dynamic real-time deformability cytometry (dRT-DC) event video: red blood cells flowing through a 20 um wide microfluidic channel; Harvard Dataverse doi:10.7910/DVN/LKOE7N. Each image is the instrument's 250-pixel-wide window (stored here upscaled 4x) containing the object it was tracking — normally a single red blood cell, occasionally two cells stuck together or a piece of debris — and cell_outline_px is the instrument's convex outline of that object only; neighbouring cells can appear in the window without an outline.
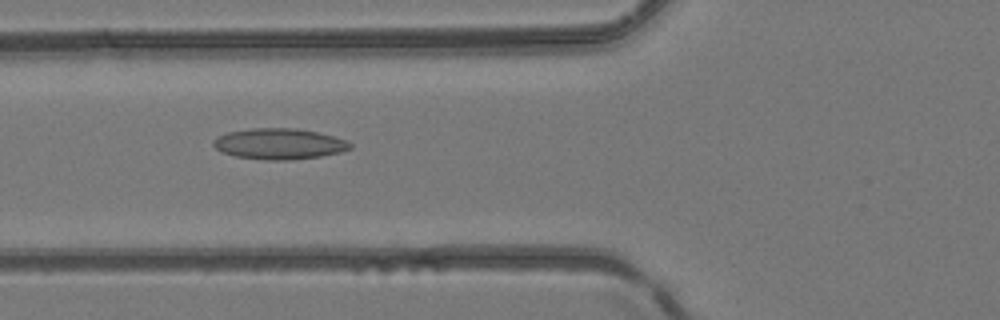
{"species": "common noctule bat (a hibernating species)", "species_latin": "Nyctalus noctula", "temperature_condition": "room temperature", "stored_images_in_passage": 38, "camera_frame_rate_fps": 3000, "um_per_image_px": 0.085, "animal": {"sex": "female", "body_mass_g": 24.6, "forearm_length_mm": 56.2}, "frame": {"image": 1, "passage_image": 8, "time_ms": 2.333, "image_size_px": [1000, 320], "cell_outline_px": [[352, 148], [340, 152], [320, 156], [288, 160], [268, 160], [236, 156], [220, 152], [212, 144], [212, 140], [228, 132], [252, 128], [296, 128], [316, 132], [332, 136], [344, 140], [352, 144]], "centroid_in_image_um": [23.7, 12.23], "position_along_channel_um": 102.1, "area_um2": 24.39}}
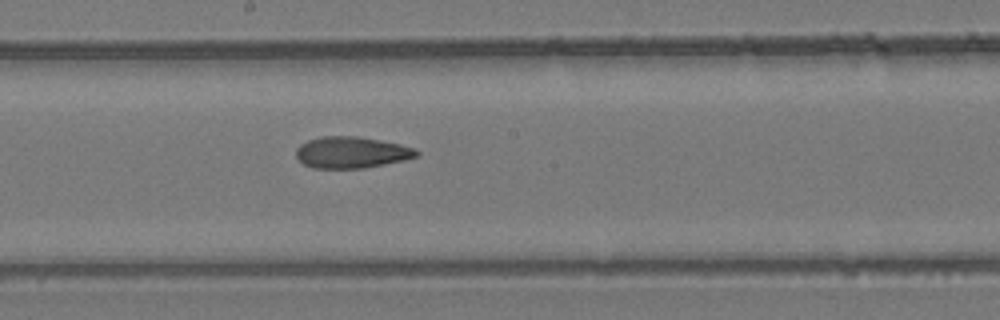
{"frame": {"image": 2, "passage_image": 16, "time_ms": 5.0, "image_size_px": [1000, 320], "cell_outline_px": [[420, 156], [404, 160], [364, 168], [312, 168], [304, 164], [296, 156], [296, 148], [300, 144], [308, 140], [320, 136], [356, 136], [400, 144], [412, 148], [420, 152]], "centroid_in_image_um": [29.86, 12.95], "position_along_channel_um": 218.3, "area_um2": 22.02}}
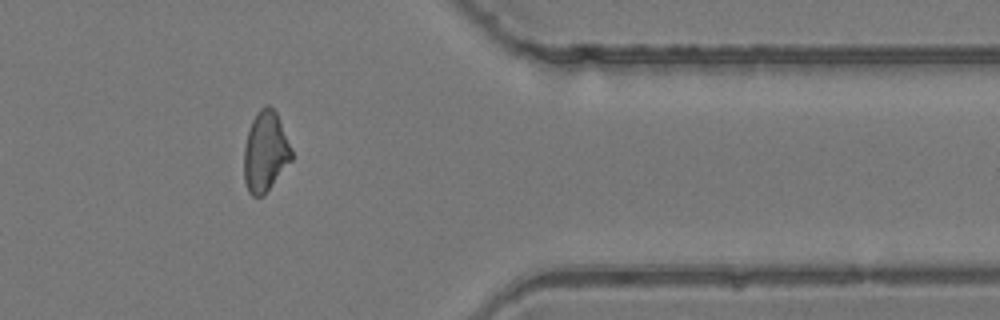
{"frame": {"image": 3, "passage_image": 29, "time_ms": 9.333, "image_size_px": [1000, 320], "cell_outline_px": [[292, 160], [264, 196], [252, 196], [248, 192], [244, 180], [244, 148], [248, 132], [252, 120], [260, 108], [264, 104], [268, 104], [276, 112], [292, 148]], "centroid_in_image_um": [22.56, 12.91], "position_along_channel_um": 388.8, "area_um2": 22.37}}